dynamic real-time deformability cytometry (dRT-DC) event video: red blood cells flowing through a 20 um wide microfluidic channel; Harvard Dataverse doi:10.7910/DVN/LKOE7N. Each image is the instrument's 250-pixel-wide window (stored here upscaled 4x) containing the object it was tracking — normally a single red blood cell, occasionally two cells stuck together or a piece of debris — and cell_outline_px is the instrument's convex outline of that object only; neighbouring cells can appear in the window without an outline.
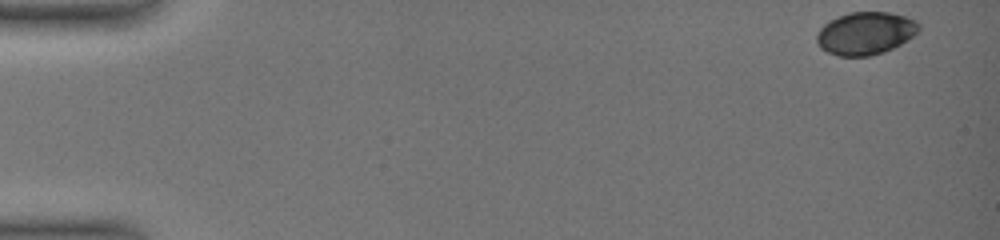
{"species": "common noctule bat (a hibernating species)", "species_latin": "Nyctalus noctula", "temperature_condition": "warm", "stored_images_in_passage": 49, "camera_frame_rate_fps": 3000, "um_per_image_px": 0.085, "animal": {"sex": "female", "body_mass_g": 19.0, "forearm_length_mm": 51.5}, "frame": {"image": 1, "passage_image": 1, "time_ms": 0.0, "image_size_px": [1000, 240], "cell_outline_px": [[920, 32], [908, 40], [884, 52], [868, 56], [840, 56], [828, 52], [820, 48], [816, 40], [816, 36], [820, 28], [828, 20], [852, 12], [888, 12], [904, 16], [916, 20], [920, 24]], "centroid_in_image_um": [73.59, 2.83], "position_along_channel_um": 11.4, "area_um2": 25.49}}
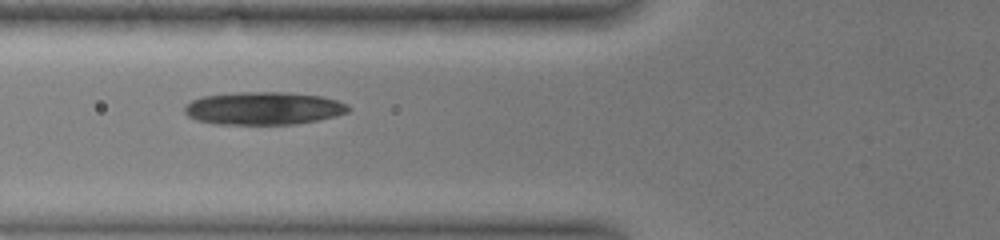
{"frame": {"image": 2, "passage_image": 20, "time_ms": 6.333, "image_size_px": [1000, 240], "cell_outline_px": [[352, 108], [348, 112], [336, 116], [296, 124], [212, 124], [196, 120], [188, 116], [184, 112], [184, 108], [192, 100], [200, 96], [236, 92], [288, 92], [320, 96], [336, 100], [348, 104]], "centroid_in_image_um": [22.39, 9.2], "position_along_channel_um": 103.4, "area_um2": 31.56}}
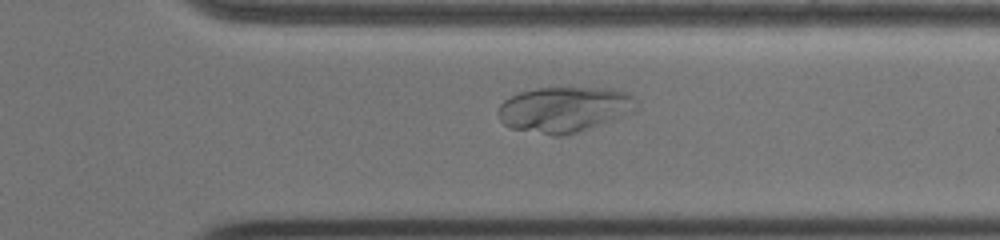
{"frame": {"image": 3, "passage_image": 40, "time_ms": 13.0, "image_size_px": [1000, 240], "cell_outline_px": [[636, 112], [576, 132], [560, 136], [552, 136], [512, 128], [504, 124], [500, 120], [496, 112], [500, 104], [504, 100], [520, 92], [536, 88], [608, 88], [628, 92], [632, 96], [636, 108]], "centroid_in_image_um": [47.95, 9.3], "position_along_channel_um": 363.5, "area_um2": 36.53}}